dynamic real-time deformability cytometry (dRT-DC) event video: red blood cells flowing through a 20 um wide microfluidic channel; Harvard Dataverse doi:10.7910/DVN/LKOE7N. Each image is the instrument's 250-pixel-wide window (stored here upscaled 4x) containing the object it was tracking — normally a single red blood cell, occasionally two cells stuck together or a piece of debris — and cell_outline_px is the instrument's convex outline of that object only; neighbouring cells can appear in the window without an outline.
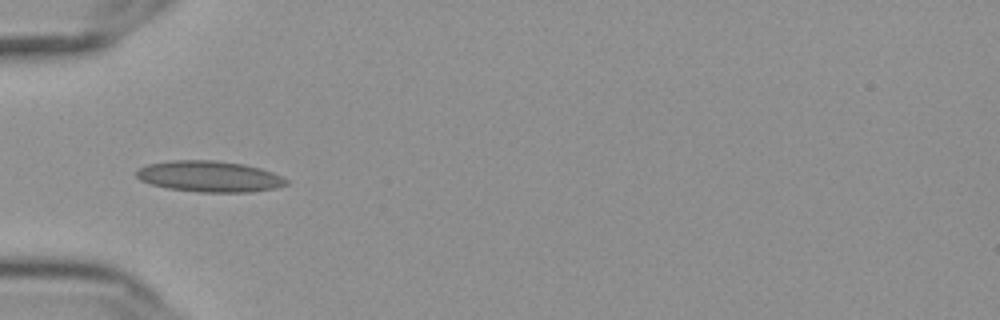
{"species": "Egyptian fruit bat (a non-hibernating species)", "species_latin": "Rousettus aegyptiacus", "temperature_condition": "cold", "stored_images_in_passage": 17, "camera_frame_rate_fps": 3000, "um_per_image_px": 0.085, "frame": {"image": 1, "passage_image": 1, "time_ms": 0.0, "image_size_px": [1000, 320], "cell_outline_px": [[288, 184], [276, 188], [252, 192], [200, 192], [168, 188], [152, 184], [140, 180], [136, 176], [136, 172], [140, 168], [148, 164], [172, 160], [216, 160], [244, 164], [260, 168], [272, 172], [288, 180]], "centroid_in_image_um": [17.82, 14.99], "position_along_channel_um": 67.2, "area_um2": 27.05}}
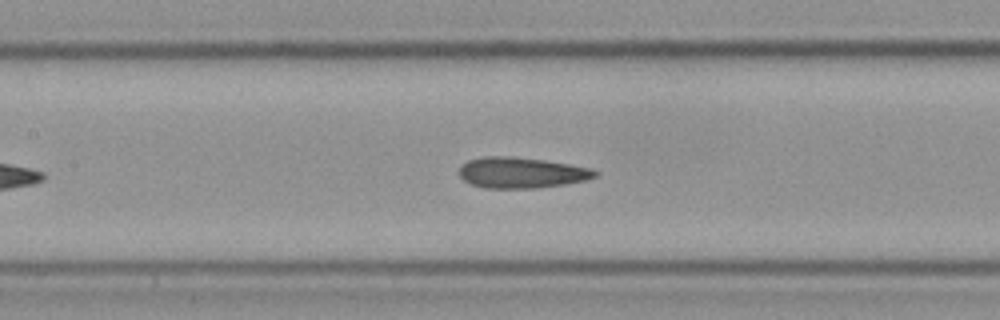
{"frame": {"image": 2, "passage_image": 9, "time_ms": 2.667, "image_size_px": [1000, 320], "cell_outline_px": [[600, 172], [596, 176], [588, 180], [564, 184], [536, 188], [484, 188], [472, 184], [464, 180], [460, 176], [460, 164], [468, 160], [484, 156], [512, 156], [544, 160], [592, 168]], "centroid_in_image_um": [44.33, 14.67], "position_along_channel_um": 163.1, "area_um2": 24.51}}
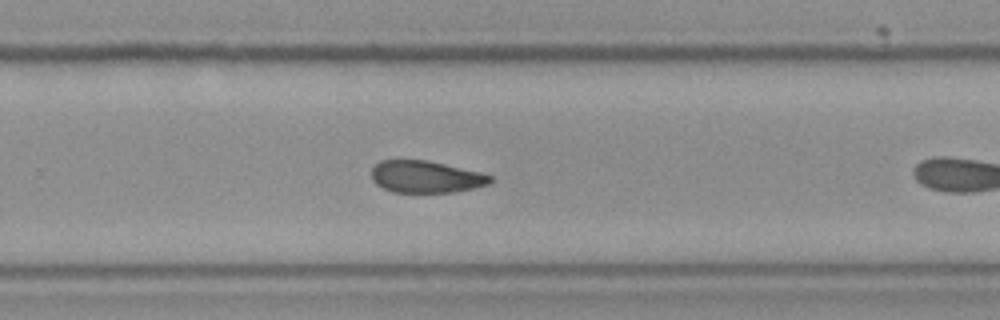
{"frame": {"image": 3, "passage_image": 16, "time_ms": 5.0, "image_size_px": [1000, 320], "cell_outline_px": [[492, 180], [488, 184], [456, 192], [392, 192], [376, 184], [372, 180], [372, 168], [380, 160], [424, 160], [444, 164], [480, 172], [492, 176]], "centroid_in_image_um": [36.17, 15.03], "position_along_channel_um": 293.6, "area_um2": 21.96}}